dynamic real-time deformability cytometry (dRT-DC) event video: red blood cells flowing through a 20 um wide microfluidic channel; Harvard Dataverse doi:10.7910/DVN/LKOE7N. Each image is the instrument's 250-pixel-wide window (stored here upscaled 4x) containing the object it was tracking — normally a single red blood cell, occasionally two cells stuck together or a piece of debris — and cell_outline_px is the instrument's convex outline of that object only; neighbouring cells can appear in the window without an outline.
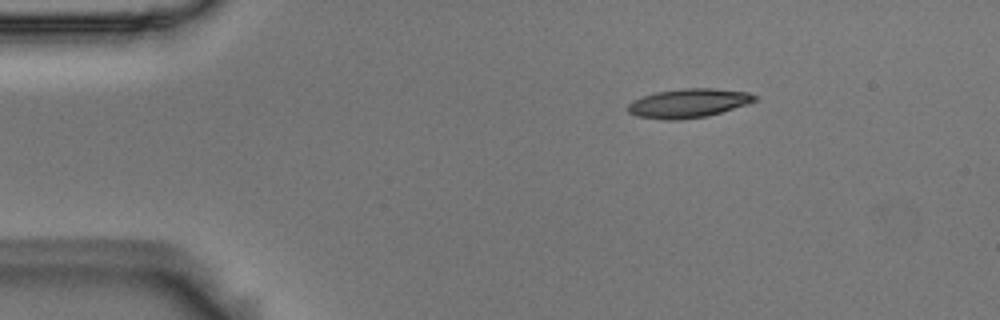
{"species": "Egyptian fruit bat (a non-hibernating species)", "species_latin": "Rousettus aegyptiacus", "temperature_condition": "room temperature", "stored_images_in_passage": 3, "camera_frame_rate_fps": 3000, "um_per_image_px": 0.085, "animal": {"sex": "male"}, "frame": {"image": 1, "passage_image": 3, "time_ms": 0.667, "image_size_px": [1000, 320], "cell_outline_px": [[756, 100], [748, 104], [708, 116], [680, 120], [664, 120], [636, 116], [628, 112], [628, 104], [632, 100], [656, 92], [684, 88], [712, 88], [748, 92], [756, 96]], "centroid_in_image_um": [58.5, 8.78], "position_along_channel_um": 26.5, "area_um2": 21.44}}